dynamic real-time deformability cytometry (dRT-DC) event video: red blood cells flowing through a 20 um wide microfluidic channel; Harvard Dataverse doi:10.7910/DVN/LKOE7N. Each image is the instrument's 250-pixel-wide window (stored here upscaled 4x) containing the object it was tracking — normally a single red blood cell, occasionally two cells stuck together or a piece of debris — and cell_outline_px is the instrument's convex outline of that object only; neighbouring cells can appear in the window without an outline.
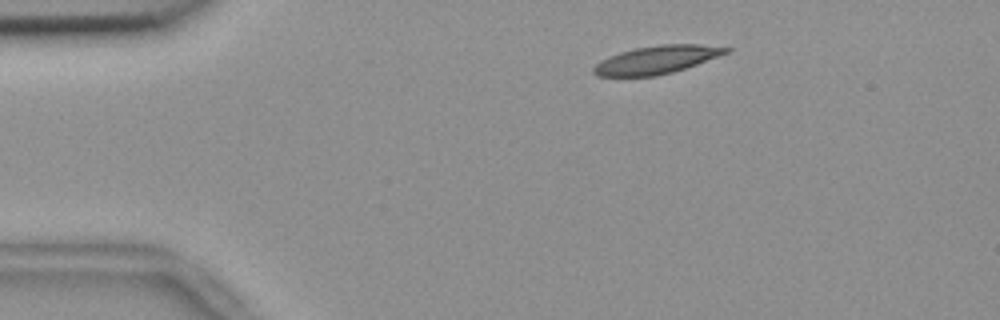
{"species": "common noctule bat (a hibernating species)", "species_latin": "Nyctalus noctula", "temperature_condition": "room temperature", "stored_images_in_passage": 52, "camera_frame_rate_fps": 3000, "um_per_image_px": 0.085, "animal": {"sex": "female", "body_mass_g": 18.4}, "frame": {"image": 1, "passage_image": 7, "time_ms": 2.0, "image_size_px": [1000, 320], "cell_outline_px": [[732, 48], [728, 52], [696, 64], [672, 72], [656, 76], [596, 76], [592, 72], [592, 68], [600, 60], [608, 56], [620, 52], [636, 48], [660, 44], [700, 44]], "centroid_in_image_um": [55.76, 5.08], "position_along_channel_um": 29.2, "area_um2": 21.44}}
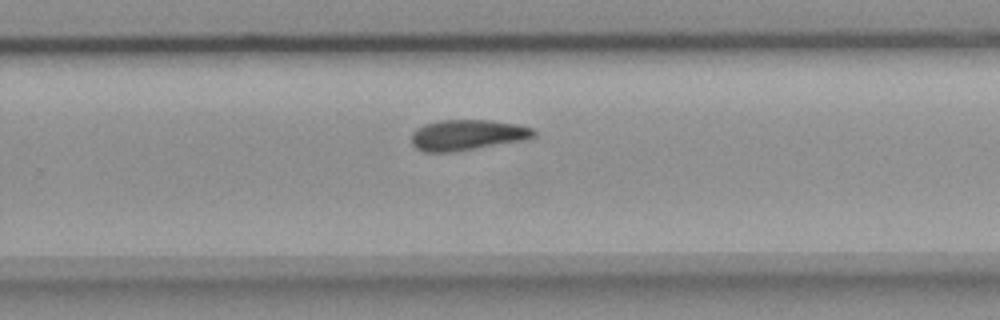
{"frame": {"image": 2, "passage_image": 33, "time_ms": 10.667, "image_size_px": [1000, 320], "cell_outline_px": [[536, 136], [524, 140], [452, 152], [424, 152], [416, 148], [412, 144], [412, 132], [416, 128], [424, 124], [440, 120], [492, 120], [516, 124], [532, 128], [536, 132]], "centroid_in_image_um": [39.7, 11.47], "position_along_channel_um": 290.1, "area_um2": 21.85}}
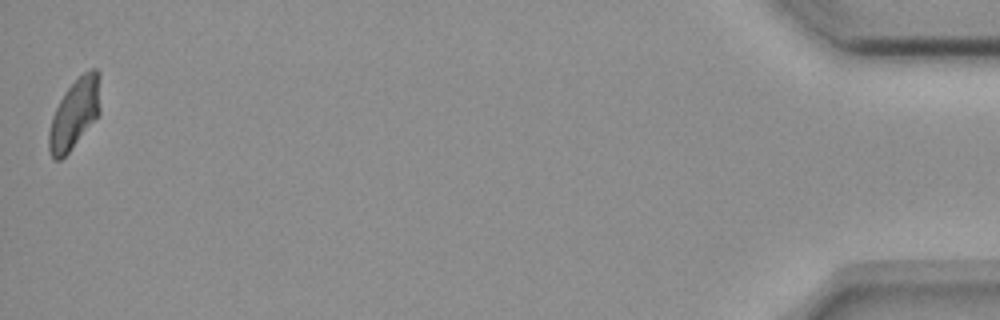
{"frame": {"image": 3, "passage_image": 52, "time_ms": 17.0, "image_size_px": [1000, 320], "cell_outline_px": [[100, 112], [68, 152], [60, 160], [56, 160], [52, 156], [48, 148], [48, 132], [52, 116], [64, 92], [84, 72], [92, 68], [96, 68], [100, 72]], "centroid_in_image_um": [6.34, 9.63], "position_along_channel_um": 428.9, "area_um2": 20.63}}